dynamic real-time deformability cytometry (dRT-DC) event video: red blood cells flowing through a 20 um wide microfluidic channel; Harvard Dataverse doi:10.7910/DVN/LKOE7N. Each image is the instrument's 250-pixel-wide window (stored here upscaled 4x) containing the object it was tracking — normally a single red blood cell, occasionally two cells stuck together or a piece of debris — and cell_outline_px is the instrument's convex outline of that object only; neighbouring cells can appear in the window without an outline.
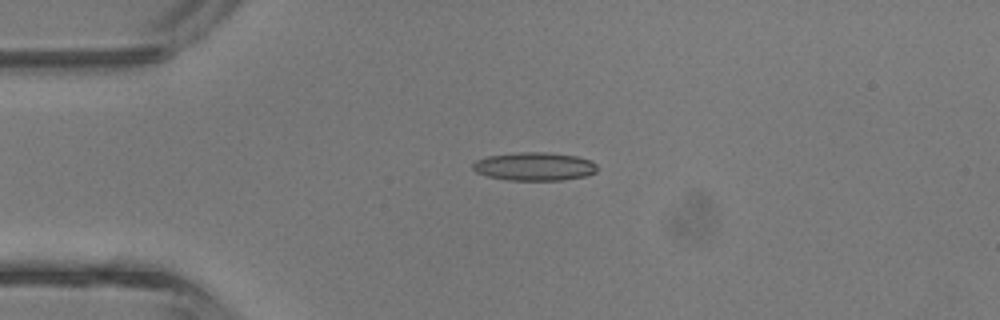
{"species": "common noctule bat (a hibernating species)", "species_latin": "Nyctalus noctula", "temperature_condition": "room temperature", "stored_images_in_passage": 41, "camera_frame_rate_fps": 3000, "um_per_image_px": 0.085, "animal": {"sex": "male", "body_mass_g": 13.3}, "frame": {"image": 1, "passage_image": 10, "time_ms": 3.0, "image_size_px": [1000, 320], "cell_outline_px": [[596, 172], [588, 176], [564, 180], [508, 180], [488, 176], [476, 172], [472, 168], [472, 164], [476, 160], [488, 156], [520, 152], [544, 152], [576, 156], [592, 160], [596, 164]], "centroid_in_image_um": [45.45, 14.15], "position_along_channel_um": 39.6, "area_um2": 20.58}}
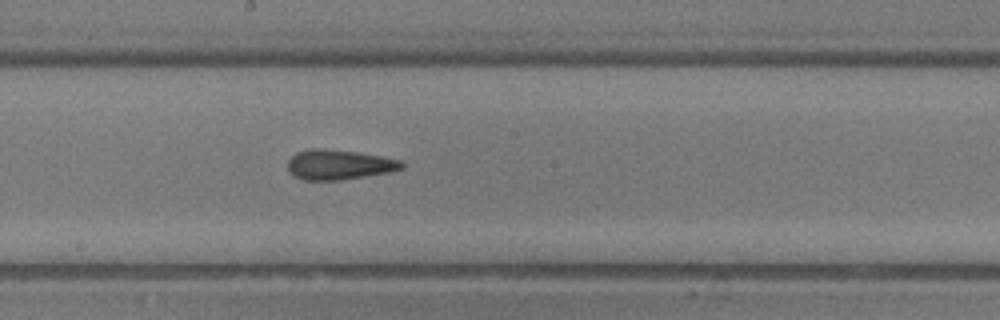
{"frame": {"image": 2, "passage_image": 23, "time_ms": 7.333, "image_size_px": [1000, 320], "cell_outline_px": [[404, 168], [392, 172], [340, 180], [304, 180], [288, 172], [288, 160], [296, 152], [312, 148], [320, 148], [356, 152], [380, 156], [400, 160], [404, 164]], "centroid_in_image_um": [28.82, 14.0], "position_along_channel_um": 219.4, "area_um2": 19.88}}
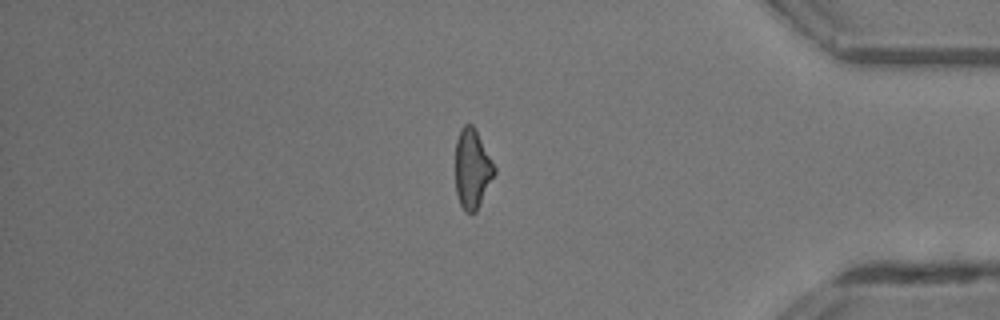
{"frame": {"image": 3, "passage_image": 36, "time_ms": 11.667, "image_size_px": [1000, 320], "cell_outline_px": [[496, 172], [476, 212], [472, 216], [464, 212], [460, 204], [456, 192], [456, 140], [460, 128], [464, 124], [472, 124], [496, 168]], "centroid_in_image_um": [40.13, 14.4], "position_along_channel_um": 395.1, "area_um2": 18.03}, "authors_computed_cell_mechanics": {"area_um2": 19.363, "velocity_mm_per_s": 4.7861, "shape_relaxation_time_tau1_ms": 8.3291, "shape_relaxation_time_tau2_ms": 2.8808, "deformation_change_tau1": 0.2395, "deformation_change_tau2": 0.1397}}